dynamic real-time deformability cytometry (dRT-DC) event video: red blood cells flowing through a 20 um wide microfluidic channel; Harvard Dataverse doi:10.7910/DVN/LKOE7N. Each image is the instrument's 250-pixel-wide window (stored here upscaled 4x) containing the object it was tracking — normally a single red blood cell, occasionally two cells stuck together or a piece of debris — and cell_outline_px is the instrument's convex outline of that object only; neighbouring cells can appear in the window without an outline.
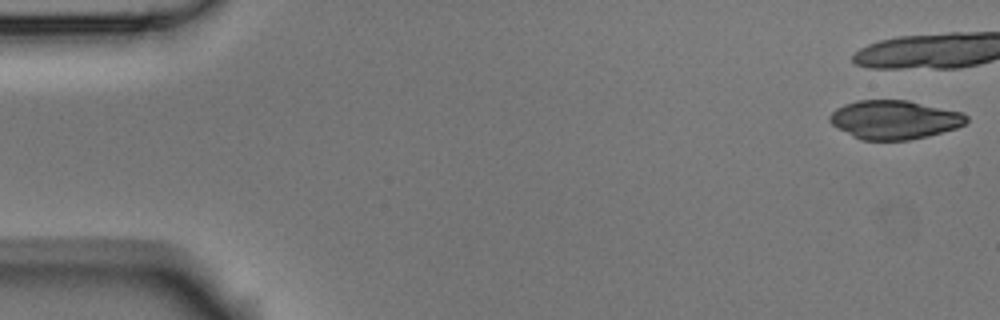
{"species": "Egyptian fruit bat (a non-hibernating species)", "species_latin": "Rousettus aegyptiacus", "temperature_condition": "room temperature", "stored_images_in_passage": 7, "camera_frame_rate_fps": 3000, "um_per_image_px": 0.085, "animal": {"sex": "male"}, "frame": {"image": 1, "passage_image": 1, "time_ms": 0.0, "image_size_px": [1000, 320], "cell_outline_px": [[968, 120], [964, 124], [956, 128], [928, 136], [908, 140], [860, 140], [852, 136], [832, 124], [828, 120], [828, 116], [836, 108], [844, 104], [856, 100], [908, 100], [964, 112], [968, 116]], "centroid_in_image_um": [76.03, 10.16], "position_along_channel_um": 9.0, "area_um2": 31.1}}
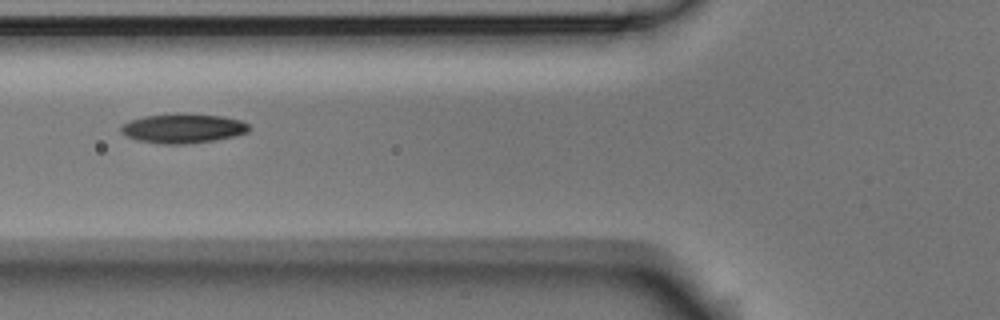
{"frame": {"image": 2, "passage_image": 7, "time_ms": 2.0, "image_size_px": [1000, 320], "cell_outline_px": [[252, 128], [248, 132], [236, 136], [216, 140], [184, 144], [164, 144], [136, 140], [120, 132], [120, 128], [124, 124], [132, 120], [144, 116], [176, 112], [220, 116], [240, 120], [248, 124]], "centroid_in_image_um": [15.58, 10.9], "position_along_channel_um": 110.2, "area_um2": 22.14}}